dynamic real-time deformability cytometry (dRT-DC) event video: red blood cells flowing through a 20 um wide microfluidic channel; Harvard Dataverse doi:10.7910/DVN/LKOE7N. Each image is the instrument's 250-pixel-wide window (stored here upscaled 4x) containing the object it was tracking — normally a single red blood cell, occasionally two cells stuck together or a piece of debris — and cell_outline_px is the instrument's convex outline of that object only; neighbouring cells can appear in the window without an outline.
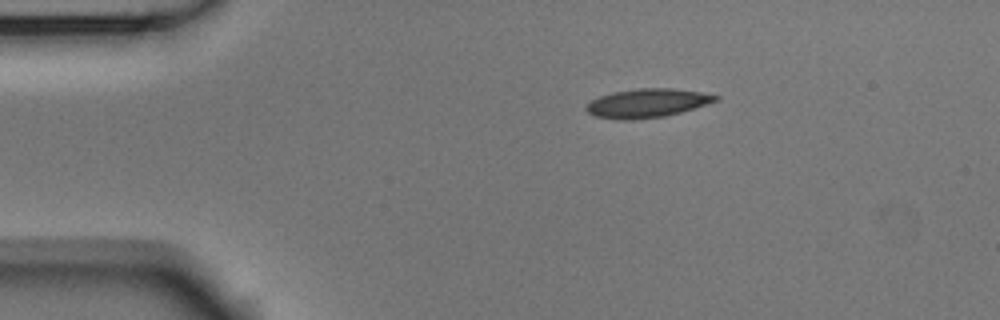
{"species": "Egyptian fruit bat (a non-hibernating species)", "species_latin": "Rousettus aegyptiacus", "temperature_condition": "room temperature", "stored_images_in_passage": 4, "camera_frame_rate_fps": 3000, "um_per_image_px": 0.085, "animal": {"sex": "male"}, "frame": {"image": 1, "passage_image": 1, "time_ms": 0.0, "image_size_px": [1000, 320], "cell_outline_px": [[720, 100], [680, 112], [664, 116], [632, 120], [620, 120], [596, 116], [588, 112], [584, 108], [592, 100], [600, 96], [612, 92], [640, 88], [672, 88], [700, 92], [720, 96]], "centroid_in_image_um": [55.02, 8.76], "position_along_channel_um": 30.0, "area_um2": 21.56}}
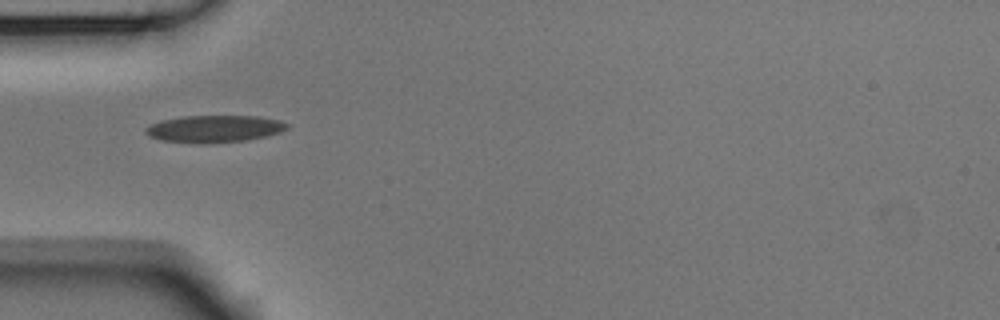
{"frame": {"image": 2, "passage_image": 3, "time_ms": 0.667, "image_size_px": [1000, 320], "cell_outline_px": [[292, 124], [288, 128], [280, 132], [264, 136], [244, 140], [200, 144], [160, 140], [148, 136], [144, 132], [144, 128], [160, 120], [184, 116], [260, 116], [280, 120]], "centroid_in_image_um": [18.21, 10.94], "position_along_channel_um": 66.8, "area_um2": 22.48}}
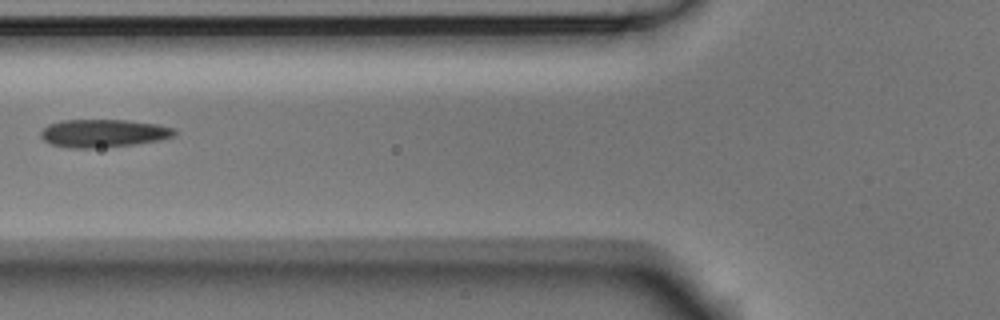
{"frame": {"image": 3, "passage_image": 4, "time_ms": 1.0, "image_size_px": [1000, 320], "cell_outline_px": [[176, 132], [172, 136], [160, 140], [136, 144], [92, 148], [68, 148], [52, 144], [44, 140], [40, 136], [40, 132], [48, 124], [64, 120], [128, 120], [156, 124], [176, 128]], "centroid_in_image_um": [8.78, 11.32], "position_along_channel_um": 117.0, "area_um2": 21.73}}